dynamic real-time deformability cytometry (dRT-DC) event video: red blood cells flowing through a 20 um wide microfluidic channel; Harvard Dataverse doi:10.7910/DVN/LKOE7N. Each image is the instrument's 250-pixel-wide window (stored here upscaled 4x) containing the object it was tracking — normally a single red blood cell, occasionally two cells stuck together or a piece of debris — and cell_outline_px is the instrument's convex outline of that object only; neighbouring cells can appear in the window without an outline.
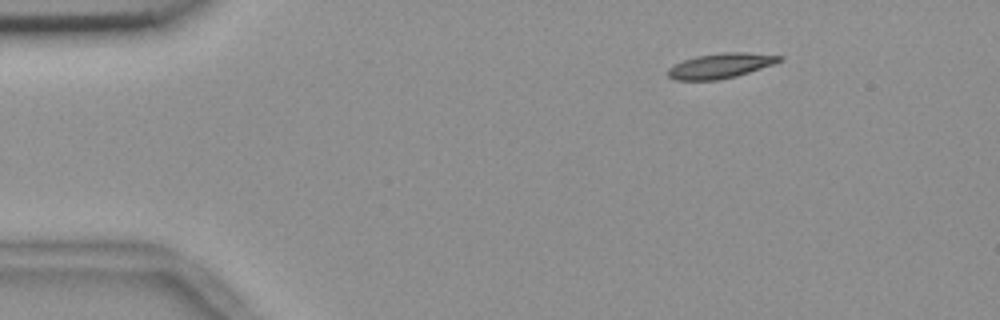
{"species": "common noctule bat (a hibernating species)", "species_latin": "Nyctalus noctula", "temperature_condition": "room temperature", "stored_images_in_passage": 48, "camera_frame_rate_fps": 3000, "um_per_image_px": 0.085, "animal": {"sex": "female", "body_mass_g": 18.4}, "frame": {"image": 1, "passage_image": 1, "time_ms": 0.0, "image_size_px": [1000, 320], "cell_outline_px": [[784, 60], [736, 76], [720, 80], [676, 80], [668, 76], [668, 68], [684, 60], [696, 56], [724, 52], [748, 52], [784, 56]], "centroid_in_image_um": [61.27, 5.58], "position_along_channel_um": 23.7, "area_um2": 16.13}}
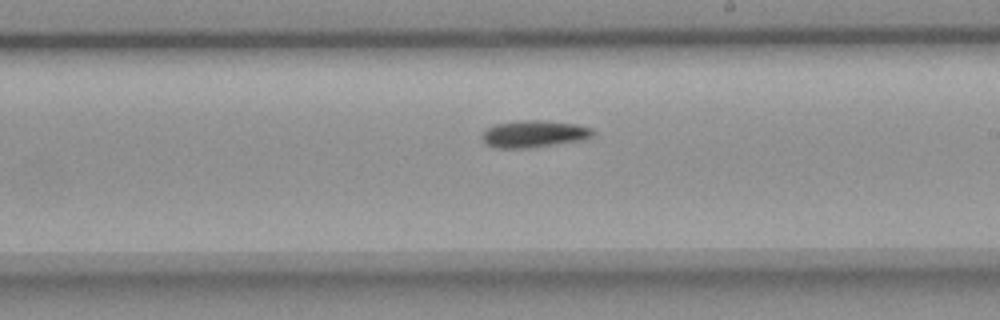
{"frame": {"image": 2, "passage_image": 25, "time_ms": 8.0, "image_size_px": [1000, 320], "cell_outline_px": [[596, 132], [592, 136], [580, 140], [528, 148], [492, 148], [484, 140], [484, 132], [492, 124], [524, 120], [544, 120], [576, 124], [592, 128]], "centroid_in_image_um": [45.4, 11.37], "position_along_channel_um": 243.6, "area_um2": 17.28}}
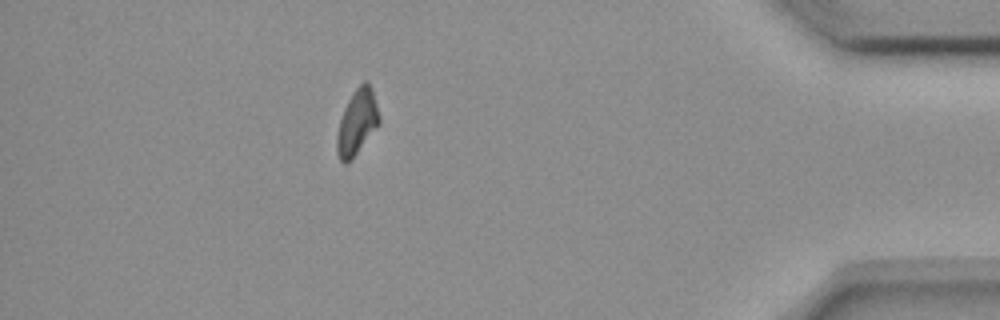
{"frame": {"image": 3, "passage_image": 42, "time_ms": 13.667, "image_size_px": [1000, 320], "cell_outline_px": [[380, 124], [356, 152], [344, 164], [340, 160], [336, 152], [336, 136], [340, 120], [344, 108], [352, 92], [364, 80], [368, 80], [380, 116]], "centroid_in_image_um": [30.34, 10.35], "position_along_channel_um": 404.9, "area_um2": 15.78}}